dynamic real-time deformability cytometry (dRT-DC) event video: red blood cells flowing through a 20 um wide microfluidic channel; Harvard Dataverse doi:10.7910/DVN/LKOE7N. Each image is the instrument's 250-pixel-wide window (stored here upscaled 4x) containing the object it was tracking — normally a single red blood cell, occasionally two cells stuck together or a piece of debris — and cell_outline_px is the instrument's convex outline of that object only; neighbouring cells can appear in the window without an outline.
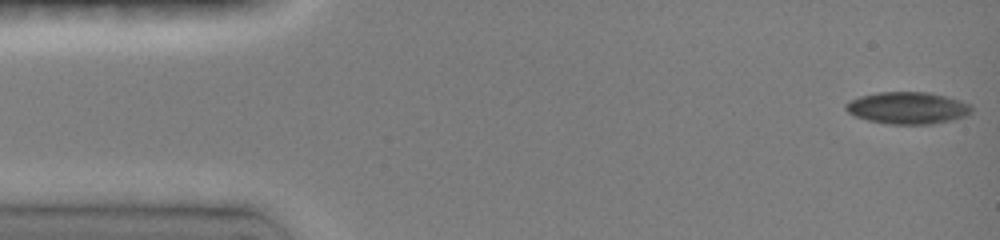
{"species": "common noctule bat (a hibernating species)", "species_latin": "Nyctalus noctula", "temperature_condition": "room temperature", "stored_images_in_passage": 12, "camera_frame_rate_fps": 3000, "um_per_image_px": 0.085, "animal": {"sex": "female", "body_mass_g": 19.0, "forearm_length_mm": 51.5}, "frame": {"image": 1, "passage_image": 1, "time_ms": 0.0, "image_size_px": [1000, 240], "cell_outline_px": [[972, 112], [964, 116], [952, 120], [928, 124], [892, 124], [868, 120], [856, 116], [848, 112], [844, 108], [844, 104], [860, 96], [876, 92], [928, 92], [960, 100], [972, 104]], "centroid_in_image_um": [77.16, 9.17], "position_along_channel_um": 7.8, "area_um2": 23.35}}
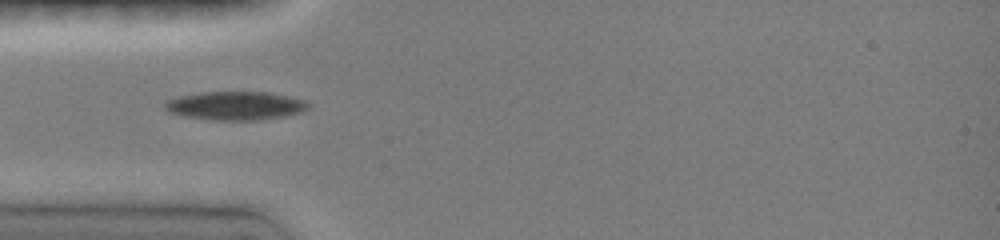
{"frame": {"image": 2, "passage_image": 10, "time_ms": 4.333, "image_size_px": [1000, 240], "cell_outline_px": [[308, 108], [304, 112], [288, 116], [260, 120], [212, 120], [184, 116], [168, 112], [164, 108], [164, 104], [168, 100], [180, 96], [200, 92], [268, 92], [288, 96], [304, 100], [308, 104]], "centroid_in_image_um": [20.03, 8.99], "position_along_channel_um": 65.0, "area_um2": 23.99}}
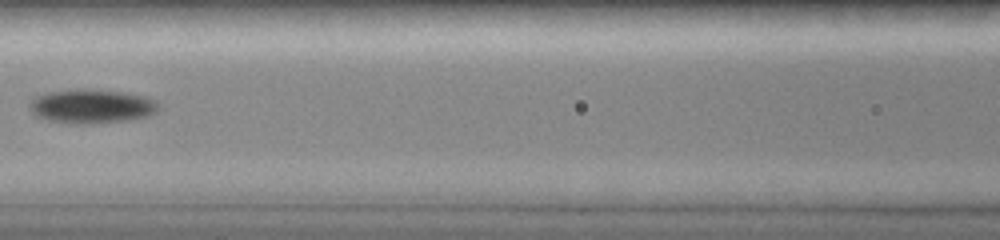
{"frame": {"image": 3, "passage_image": 12, "time_ms": 6.667, "image_size_px": [1000, 240], "cell_outline_px": [[160, 104], [156, 112], [148, 116], [124, 120], [92, 124], [76, 124], [48, 120], [36, 116], [32, 112], [28, 104], [28, 100], [44, 92], [76, 88], [88, 88], [124, 92], [144, 96], [156, 100]], "centroid_in_image_um": [7.75, 9.01], "position_along_channel_um": 158.9, "area_um2": 26.07}}